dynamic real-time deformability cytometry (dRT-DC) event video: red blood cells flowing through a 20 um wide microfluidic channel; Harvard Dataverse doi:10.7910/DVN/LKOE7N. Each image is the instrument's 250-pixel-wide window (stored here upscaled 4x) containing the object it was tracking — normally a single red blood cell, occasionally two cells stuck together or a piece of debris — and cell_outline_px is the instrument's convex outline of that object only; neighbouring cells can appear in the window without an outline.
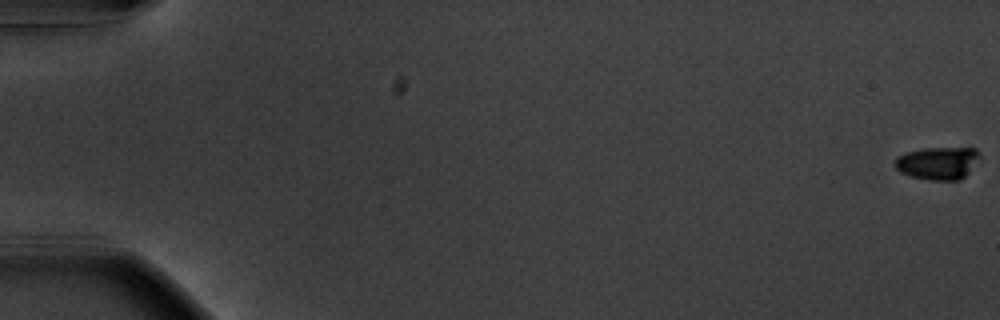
{"species": "common noctule bat (a hibernating species)", "species_latin": "Nyctalus noctula", "temperature_condition": "warm", "stored_images_in_passage": 58, "camera_frame_rate_fps": 3000, "um_per_image_px": 0.085, "animal": {"sex": "male", "body_mass_g": 20.1, "forearm_length_mm": 53.5}, "frame": {"image": 1, "passage_image": 1, "time_ms": 0.0, "image_size_px": [1000, 320], "cell_outline_px": [[980, 156], [968, 172], [960, 180], [928, 180], [912, 176], [900, 172], [892, 164], [896, 156], [904, 152], [924, 148], [976, 148]], "centroid_in_image_um": [79.65, 13.85], "position_along_channel_um": 5.4, "area_um2": 16.18}}
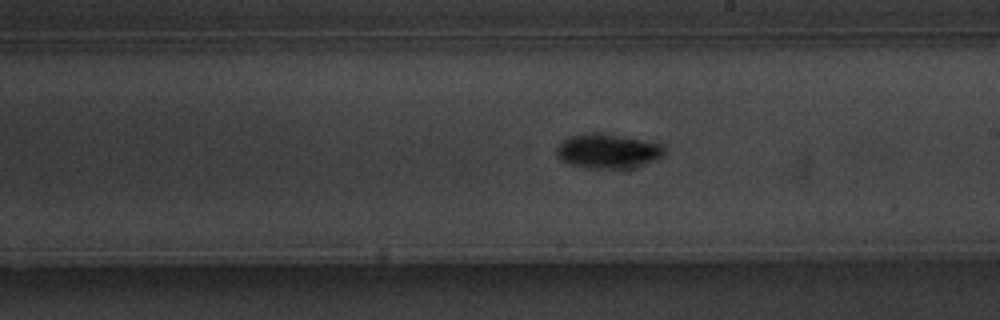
{"frame": {"image": 2, "passage_image": 35, "time_ms": 11.333, "image_size_px": [1000, 320], "cell_outline_px": [[664, 156], [656, 160], [636, 168], [588, 168], [568, 164], [560, 160], [556, 156], [556, 148], [568, 136], [592, 132], [604, 132], [648, 140], [664, 144]], "centroid_in_image_um": [51.7, 12.83], "position_along_channel_um": 237.3, "area_um2": 22.37}}
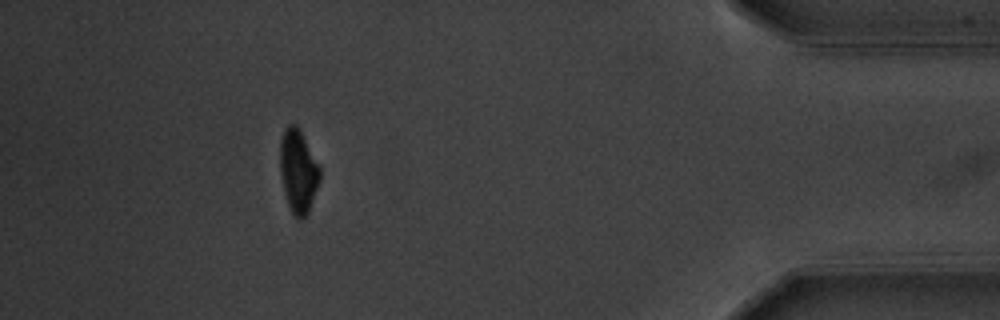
{"frame": {"image": 3, "passage_image": 53, "time_ms": 17.333, "image_size_px": [1000, 320], "cell_outline_px": [[320, 180], [308, 212], [300, 220], [292, 212], [288, 204], [284, 192], [280, 172], [280, 140], [284, 128], [288, 124], [296, 124], [300, 128], [320, 168]], "centroid_in_image_um": [25.33, 14.49], "position_along_channel_um": 409.9, "area_um2": 19.25}, "authors_computed_cell_mechanics": {"area_um2": 19.2763, "velocity_mm_per_s": 3.6712, "shape_relaxation_time_tau1_ms": 2.1209, "shape_relaxation_time_tau2_ms": null, "deformation_change_tau1": 0.1498, "deformation_change_tau2": null}}